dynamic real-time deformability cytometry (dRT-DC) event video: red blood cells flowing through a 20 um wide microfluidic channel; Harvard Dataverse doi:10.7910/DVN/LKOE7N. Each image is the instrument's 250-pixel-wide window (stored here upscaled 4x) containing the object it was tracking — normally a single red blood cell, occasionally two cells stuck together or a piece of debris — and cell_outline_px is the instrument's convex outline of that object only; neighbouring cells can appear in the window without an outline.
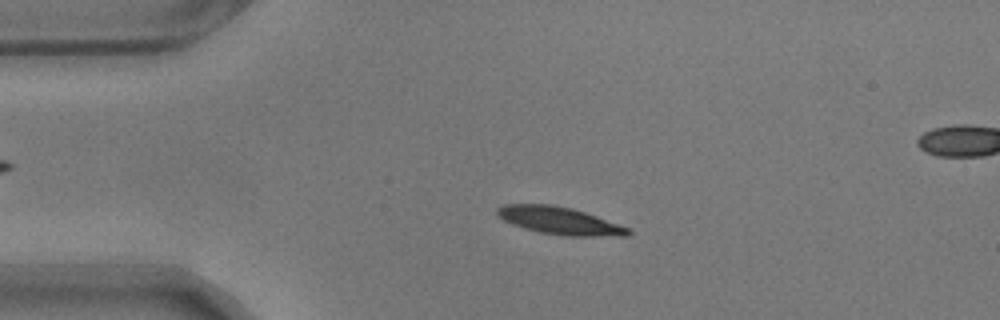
{"species": "common noctule bat (a hibernating species)", "species_latin": "Nyctalus noctula", "temperature_condition": "warm", "stored_images_in_passage": 58, "segment_of_instrument_passage": [1, 2], "camera_frame_rate_fps": 3000, "um_per_image_px": 0.085, "animal": {"sex": "male", "body_mass_g": 17.9}, "frame": {"image": 1, "passage_image": 12, "time_ms": 3.667, "image_size_px": [1000, 320], "cell_outline_px": [[632, 232], [628, 236], [564, 236], [540, 232], [524, 228], [512, 224], [504, 220], [496, 212], [496, 208], [504, 204], [552, 204], [572, 208], [632, 228]], "centroid_in_image_um": [47.61, 18.76], "position_along_channel_um": 37.4, "area_um2": 21.04}}
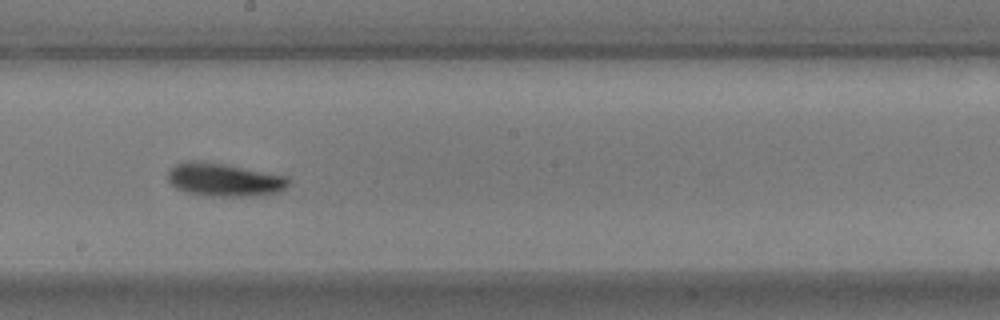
{"frame": {"image": 2, "passage_image": 31, "time_ms": 10.0, "image_size_px": [1000, 320], "cell_outline_px": [[288, 184], [284, 188], [276, 192], [240, 196], [212, 196], [188, 192], [176, 188], [168, 180], [168, 168], [176, 164], [188, 160], [196, 160], [224, 164], [288, 176]], "centroid_in_image_um": [18.99, 15.25], "position_along_channel_um": 229.2, "area_um2": 22.95}}
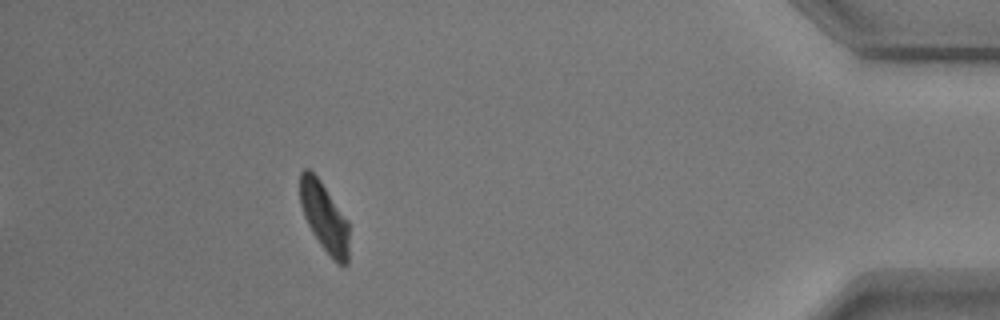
{"frame": {"image": 3, "passage_image": 51, "time_ms": 16.667, "image_size_px": [1000, 320], "cell_outline_px": [[348, 264], [340, 264], [320, 244], [312, 232], [304, 216], [300, 204], [300, 172], [304, 168], [308, 168], [320, 180], [348, 220]], "centroid_in_image_um": [27.55, 18.41], "position_along_channel_um": 407.6, "area_um2": 19.42}}